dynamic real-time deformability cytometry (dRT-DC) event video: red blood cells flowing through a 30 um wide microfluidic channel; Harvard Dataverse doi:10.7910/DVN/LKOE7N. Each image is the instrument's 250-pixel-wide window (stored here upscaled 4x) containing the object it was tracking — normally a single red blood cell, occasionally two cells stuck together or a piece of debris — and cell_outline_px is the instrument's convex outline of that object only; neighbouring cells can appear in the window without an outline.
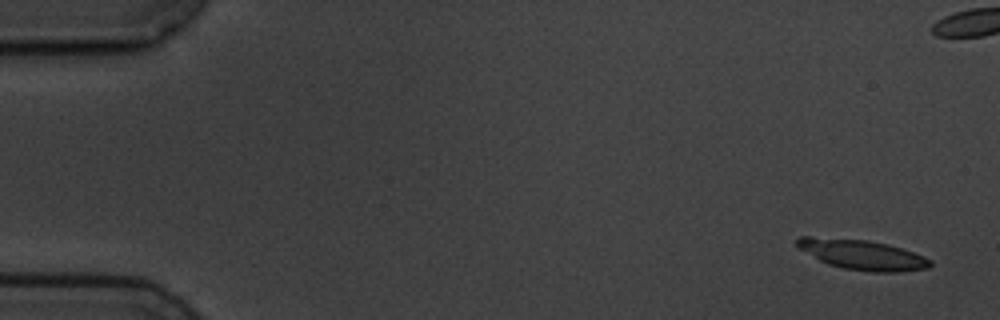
{"species": "common noctule bat (a hibernating species)", "species_latin": "Nyctalus noctula", "temperature_condition": "cold", "stored_images_in_passage": 10, "camera_frame_rate_fps": 3000, "um_per_image_px": 0.085, "animal": {"sex": "male", "body_mass_g": 19.5, "forearm_length_mm": 54.6}, "frame": {"image": 1, "passage_image": 1, "time_ms": 0.0, "image_size_px": [1000, 320], "cell_outline_px": [[932, 264], [928, 268], [900, 272], [872, 272], [844, 268], [828, 264], [820, 260], [800, 248], [796, 244], [796, 240], [800, 236], [812, 236], [868, 240], [888, 244], [924, 256], [932, 260]], "centroid_in_image_um": [73.31, 21.64], "position_along_channel_um": 11.7, "area_um2": 23.12}}
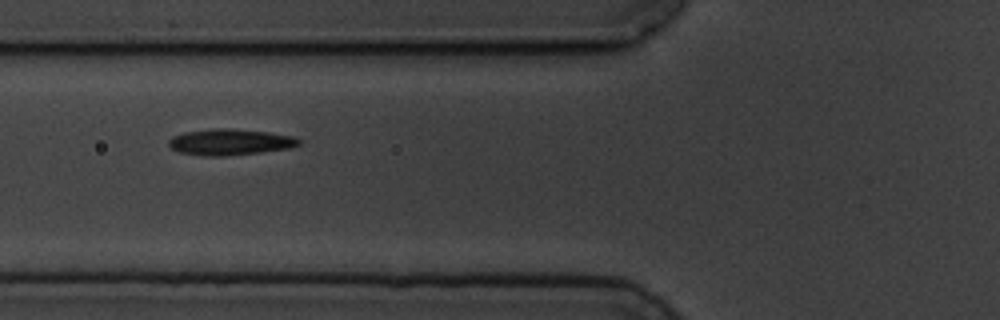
{"frame": {"image": 2, "passage_image": 7, "time_ms": 8.333, "image_size_px": [1000, 320], "cell_outline_px": [[300, 144], [288, 148], [260, 152], [224, 156], [204, 156], [180, 152], [172, 148], [168, 144], [168, 140], [172, 136], [184, 132], [212, 128], [232, 128], [268, 132], [292, 136], [300, 140]], "centroid_in_image_um": [19.51, 12.06], "position_along_channel_um": 106.3, "area_um2": 19.77}}
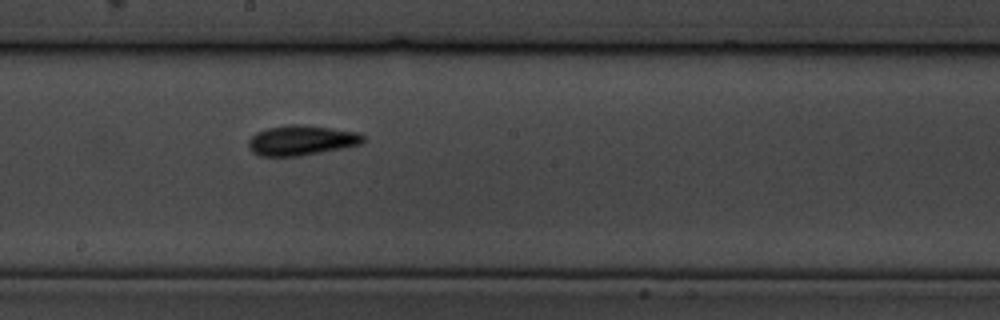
{"frame": {"image": 3, "passage_image": 10, "time_ms": 11.667, "image_size_px": [1000, 320], "cell_outline_px": [[364, 140], [360, 144], [300, 156], [260, 156], [252, 152], [248, 148], [248, 140], [256, 132], [268, 128], [288, 124], [304, 124], [360, 132], [364, 136]], "centroid_in_image_um": [25.59, 11.92], "position_along_channel_um": 222.6, "area_um2": 20.11}}